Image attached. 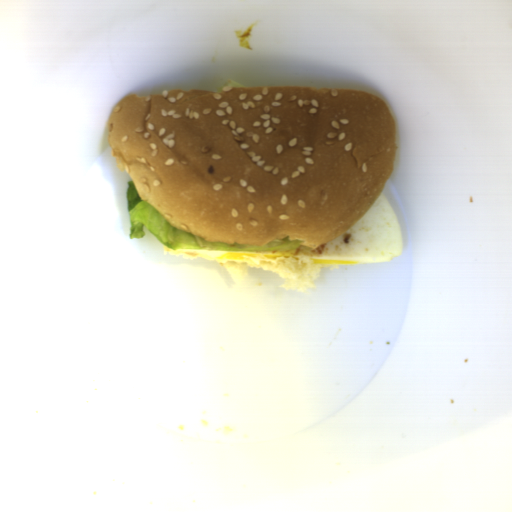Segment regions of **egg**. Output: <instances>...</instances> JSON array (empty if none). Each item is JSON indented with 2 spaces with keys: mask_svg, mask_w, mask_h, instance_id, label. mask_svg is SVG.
Here are the masks:
<instances>
[{
  "mask_svg": "<svg viewBox=\"0 0 512 512\" xmlns=\"http://www.w3.org/2000/svg\"><path fill=\"white\" fill-rule=\"evenodd\" d=\"M176 255L200 257L209 261L240 263L252 257L267 259L305 258L318 265H350L384 263L402 254L403 239L395 212L384 194H380L371 207L348 229L324 243L313 254L286 252H214L172 249Z\"/></svg>",
  "mask_w": 512,
  "mask_h": 512,
  "instance_id": "d2b9013d",
  "label": "egg"
}]
</instances>
